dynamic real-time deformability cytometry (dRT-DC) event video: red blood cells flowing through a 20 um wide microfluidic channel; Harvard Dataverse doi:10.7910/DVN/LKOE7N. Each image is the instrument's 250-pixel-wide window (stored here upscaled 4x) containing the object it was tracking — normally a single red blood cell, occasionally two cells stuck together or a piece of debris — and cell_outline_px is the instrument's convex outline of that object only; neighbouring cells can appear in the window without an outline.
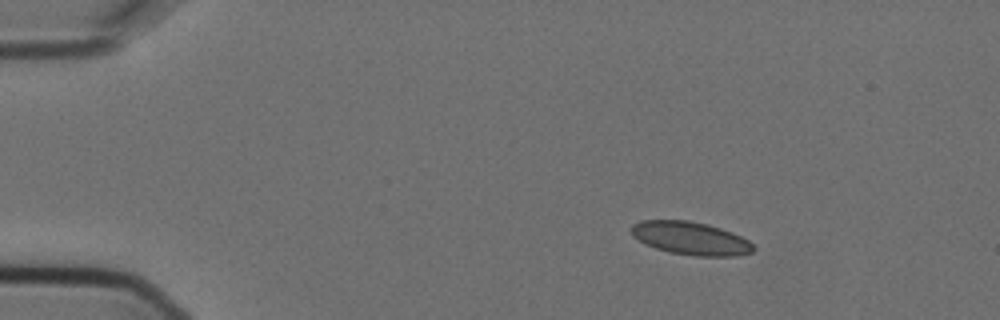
{"species": "Egyptian fruit bat (a non-hibernating species)", "species_latin": "Rousettus aegyptiacus", "temperature_condition": "cold", "stored_images_in_passage": 3, "camera_frame_rate_fps": 3000, "um_per_image_px": 0.085, "animal": {"sex": "female"}, "frame": {"image": 1, "passage_image": 1, "time_ms": 0.0, "image_size_px": [1000, 320], "cell_outline_px": [[756, 248], [752, 252], [740, 256], [692, 256], [672, 252], [656, 248], [644, 244], [632, 236], [632, 224], [640, 220], [688, 220], [708, 224], [732, 232], [748, 240]], "centroid_in_image_um": [58.71, 20.25], "position_along_channel_um": 26.3, "area_um2": 23.64}}